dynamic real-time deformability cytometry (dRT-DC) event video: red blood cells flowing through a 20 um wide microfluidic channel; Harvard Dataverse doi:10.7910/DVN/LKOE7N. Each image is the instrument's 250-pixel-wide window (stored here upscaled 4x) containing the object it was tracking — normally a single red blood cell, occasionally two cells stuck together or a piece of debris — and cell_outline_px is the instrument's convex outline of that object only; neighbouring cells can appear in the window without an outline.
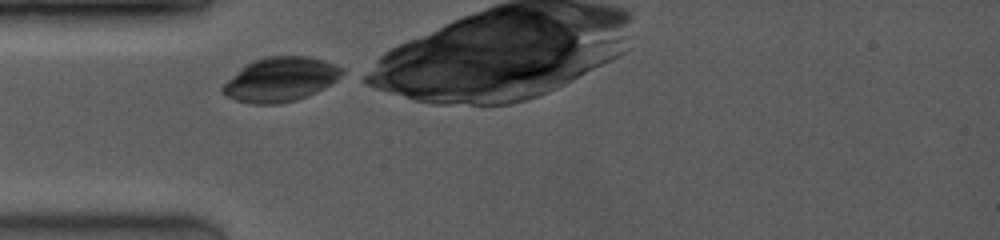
{"species": "common noctule bat (a hibernating species)", "species_latin": "Nyctalus noctula", "temperature_condition": "room temperature", "stored_images_in_passage": 26, "camera_frame_rate_fps": 4000, "um_per_image_px": 0.085, "animal": {"sex": "female", "body_mass_g": 19.0, "forearm_length_mm": 53.3}, "frame": {"image": 1, "passage_image": 1, "time_ms": 0.0, "image_size_px": [1000, 240], "cell_outline_px": [[344, 76], [332, 84], [316, 92], [296, 100], [280, 104], [252, 104], [236, 100], [224, 96], [220, 92], [220, 88], [228, 80], [248, 64], [256, 60], [268, 56], [304, 56], [320, 60], [344, 68]], "centroid_in_image_um": [23.86, 6.78], "position_along_channel_um": 61.1, "area_um2": 30.58}}